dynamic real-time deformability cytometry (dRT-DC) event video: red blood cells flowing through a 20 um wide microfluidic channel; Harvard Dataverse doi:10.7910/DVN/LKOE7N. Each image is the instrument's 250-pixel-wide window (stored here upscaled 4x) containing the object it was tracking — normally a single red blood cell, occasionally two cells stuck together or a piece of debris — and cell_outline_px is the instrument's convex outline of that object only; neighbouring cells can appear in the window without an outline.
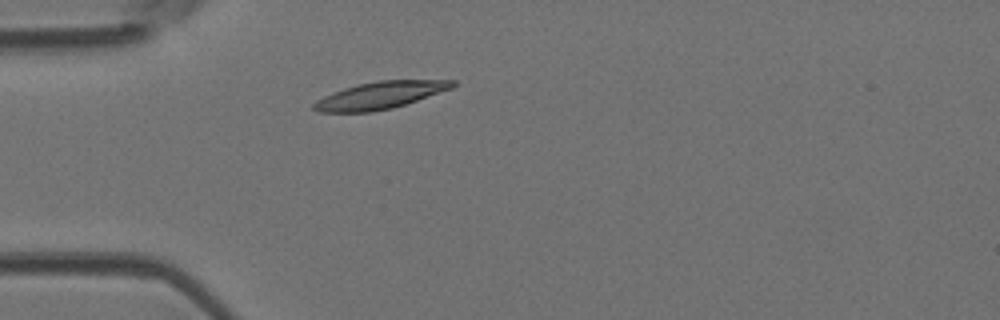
{"species": "Egyptian fruit bat (a non-hibernating species)", "species_latin": "Rousettus aegyptiacus", "temperature_condition": "room temperature", "stored_images_in_passage": 3, "camera_frame_rate_fps": 3000, "um_per_image_px": 0.085, "animal": {"sex": "female"}, "frame": {"image": 1, "passage_image": 3, "time_ms": 0.667, "image_size_px": [1000, 320], "cell_outline_px": [[456, 84], [452, 88], [392, 108], [372, 112], [316, 112], [312, 108], [312, 104], [316, 100], [332, 92], [344, 88], [360, 84], [380, 80], [456, 80]], "centroid_in_image_um": [32.26, 8.1], "position_along_channel_um": 52.7, "area_um2": 21.79}}